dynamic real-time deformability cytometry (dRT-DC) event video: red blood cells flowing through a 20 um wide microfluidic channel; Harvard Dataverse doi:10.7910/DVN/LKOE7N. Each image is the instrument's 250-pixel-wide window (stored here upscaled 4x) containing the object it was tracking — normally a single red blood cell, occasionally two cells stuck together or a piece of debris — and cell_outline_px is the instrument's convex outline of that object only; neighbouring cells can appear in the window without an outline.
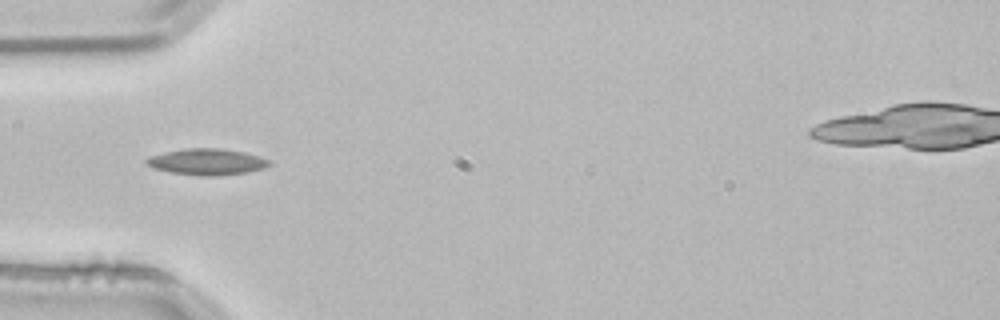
{"species": "common noctule bat (a hibernating species)", "species_latin": "Nyctalus noctula", "temperature_condition": "room temperature", "stored_images_in_passage": 4, "camera_frame_rate_fps": 3000, "um_per_image_px": 0.085, "animal": {"sex": "male", "body_mass_g": 21.5, "forearm_length_mm": 52.0}, "frame": {"image": 1, "passage_image": 4, "time_ms": 1.0, "image_size_px": [1000, 320], "cell_outline_px": [[272, 164], [264, 168], [248, 172], [216, 176], [200, 176], [172, 172], [152, 168], [144, 164], [144, 160], [148, 156], [164, 152], [184, 148], [220, 148], [244, 152], [268, 160]], "centroid_in_image_um": [17.52, 13.75], "position_along_channel_um": 67.5, "area_um2": 18.9}}